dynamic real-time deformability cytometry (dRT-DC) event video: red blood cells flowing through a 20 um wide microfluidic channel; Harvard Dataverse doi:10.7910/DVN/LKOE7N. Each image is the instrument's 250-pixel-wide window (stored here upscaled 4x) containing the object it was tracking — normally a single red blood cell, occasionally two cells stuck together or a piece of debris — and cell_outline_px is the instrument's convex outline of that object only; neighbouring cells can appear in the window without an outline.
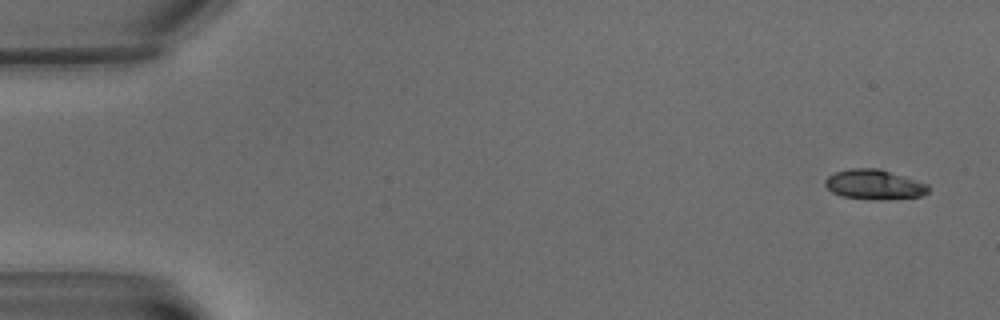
{"species": "common noctule bat (a hibernating species)", "species_latin": "Nyctalus noctula", "temperature_condition": "warm", "stored_images_in_passage": 6, "camera_frame_rate_fps": 3000, "um_per_image_px": 0.085, "animal": {"sex": "male", "body_mass_g": 15.6}, "frame": {"image": 1, "passage_image": 1, "time_ms": 0.0, "image_size_px": [1000, 320], "cell_outline_px": [[928, 192], [920, 196], [880, 200], [872, 200], [840, 196], [832, 192], [824, 184], [824, 180], [828, 176], [836, 172], [852, 168], [880, 168], [928, 184]], "centroid_in_image_um": [74.28, 15.69], "position_along_channel_um": 10.7, "area_um2": 17.98}}
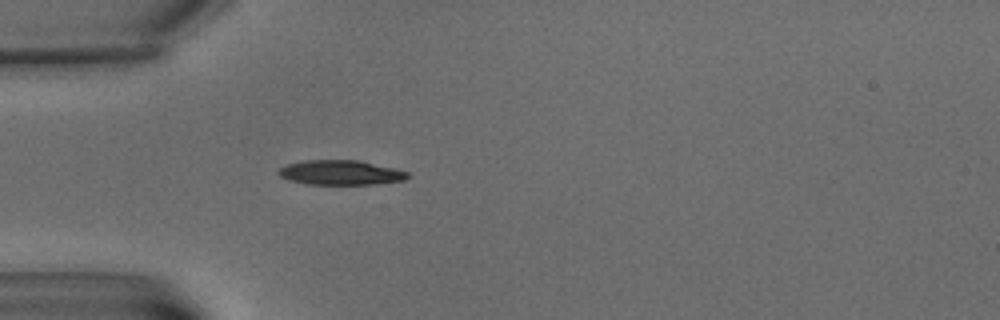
{"frame": {"image": 2, "passage_image": 6, "time_ms": 6.0, "image_size_px": [1000, 320], "cell_outline_px": [[408, 176], [404, 180], [376, 184], [308, 184], [288, 180], [280, 176], [276, 172], [280, 168], [288, 164], [304, 160], [356, 160], [396, 168], [408, 172]], "centroid_in_image_um": [28.94, 14.67], "position_along_channel_um": 56.1, "area_um2": 18.5}}